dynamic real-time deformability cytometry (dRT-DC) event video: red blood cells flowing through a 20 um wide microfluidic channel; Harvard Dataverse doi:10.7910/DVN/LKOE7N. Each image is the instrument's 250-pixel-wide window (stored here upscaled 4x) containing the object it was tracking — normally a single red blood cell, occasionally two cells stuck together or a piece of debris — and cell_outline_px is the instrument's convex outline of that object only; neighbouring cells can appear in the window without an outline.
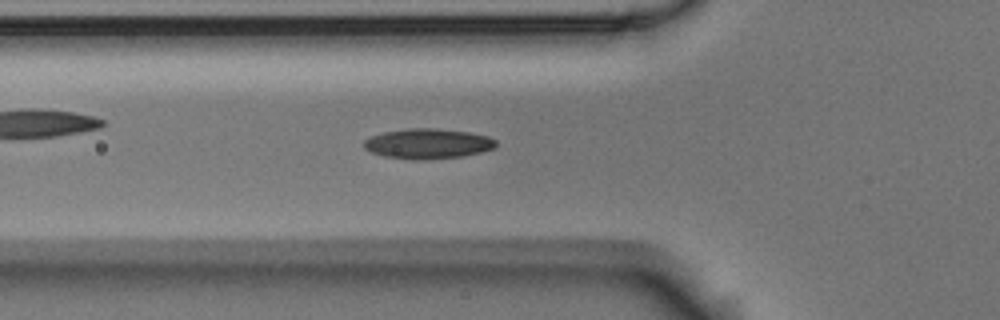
{"species": "Egyptian fruit bat (a non-hibernating species)", "species_latin": "Rousettus aegyptiacus", "temperature_condition": "room temperature", "stored_images_in_passage": 55, "camera_frame_rate_fps": 3000, "um_per_image_px": 0.085, "animal": {"sex": "male"}, "frame": {"image": 1, "passage_image": 18, "time_ms": 5.667, "image_size_px": [1000, 320], "cell_outline_px": [[496, 148], [464, 156], [428, 160], [412, 160], [384, 156], [372, 152], [364, 148], [364, 140], [372, 136], [384, 132], [408, 128], [432, 128], [468, 132], [488, 136], [496, 140]], "centroid_in_image_um": [36.38, 12.22], "position_along_channel_um": 89.4, "area_um2": 23.24}}
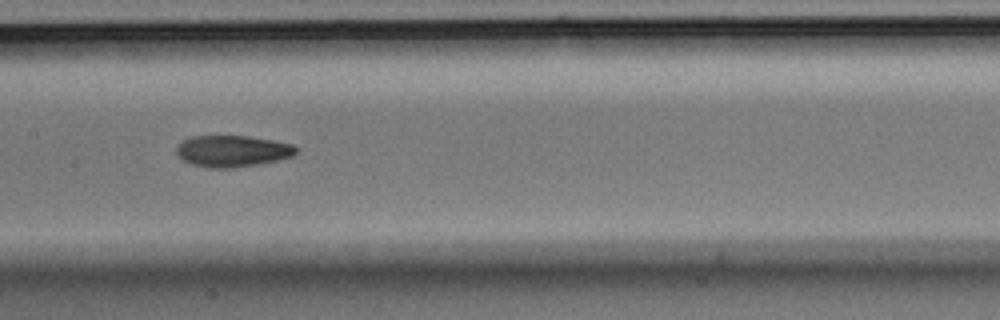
{"frame": {"image": 2, "passage_image": 26, "time_ms": 8.333, "image_size_px": [1000, 320], "cell_outline_px": [[296, 152], [292, 156], [260, 164], [232, 168], [208, 168], [192, 164], [184, 160], [176, 152], [176, 148], [184, 140], [192, 136], [248, 136], [276, 140], [292, 144], [296, 148]], "centroid_in_image_um": [19.77, 12.84], "position_along_channel_um": 187.6, "area_um2": 21.85}}
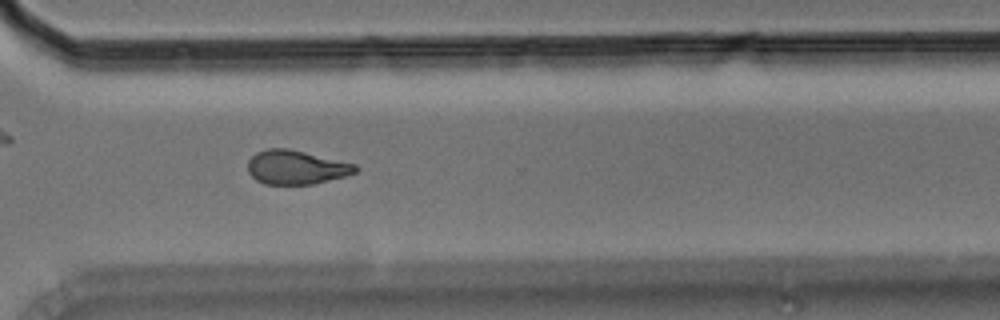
{"frame": {"image": 3, "passage_image": 39, "time_ms": 12.667, "image_size_px": [1000, 320], "cell_outline_px": [[360, 168], [356, 172], [344, 176], [312, 184], [264, 184], [256, 180], [248, 172], [248, 160], [256, 152], [268, 148], [288, 148], [356, 164]], "centroid_in_image_um": [25.16, 14.21], "position_along_channel_um": 345.4, "area_um2": 21.27}, "authors_computed_cell_mechanics": {"area_um2": 21.5016, "velocity_mm_per_s": 3.6488, "shape_relaxation_time_tau1_ms": 7.2617, "shape_relaxation_time_tau2_ms": 3.7419, "deformation_change_tau1": 0.1691, "deformation_change_tau2": 0.1025}}